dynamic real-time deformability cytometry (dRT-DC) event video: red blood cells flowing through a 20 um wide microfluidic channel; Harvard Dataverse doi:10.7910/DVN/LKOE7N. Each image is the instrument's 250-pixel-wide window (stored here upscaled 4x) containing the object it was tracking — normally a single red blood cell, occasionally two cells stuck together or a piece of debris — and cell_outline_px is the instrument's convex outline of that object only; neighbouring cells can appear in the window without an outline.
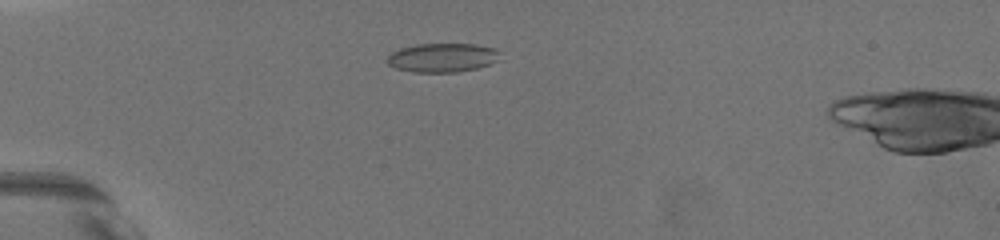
{"species": "common noctule bat (a hibernating species)", "species_latin": "Nyctalus noctula", "temperature_condition": "warm", "stored_images_in_passage": 60, "camera_frame_rate_fps": 3000, "um_per_image_px": 0.085, "animal": {"sex": "female", "body_mass_g": 19.5, "forearm_length_mm": 54.1}, "frame": {"image": 1, "passage_image": 1, "time_ms": 0.0, "image_size_px": [1000, 240], "cell_outline_px": [[500, 52], [496, 60], [488, 64], [476, 68], [456, 72], [412, 72], [396, 68], [388, 64], [384, 60], [392, 52], [400, 48], [416, 44], [476, 44], [496, 48]], "centroid_in_image_um": [37.56, 4.89], "position_along_channel_um": 47.4, "area_um2": 19.02}}
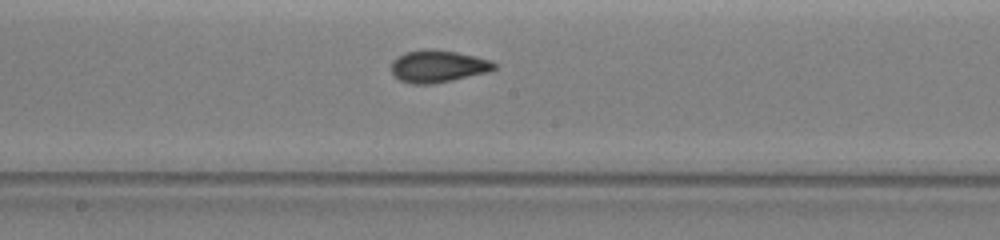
{"frame": {"image": 2, "passage_image": 36, "time_ms": 5.333, "image_size_px": [1000, 240], "cell_outline_px": [[496, 68], [488, 72], [452, 80], [432, 84], [412, 84], [400, 80], [392, 72], [392, 60], [404, 52], [424, 48], [428, 48], [456, 52], [476, 56], [488, 60], [496, 64]], "centroid_in_image_um": [37.21, 5.62], "position_along_channel_um": 211.0, "area_um2": 19.31}}
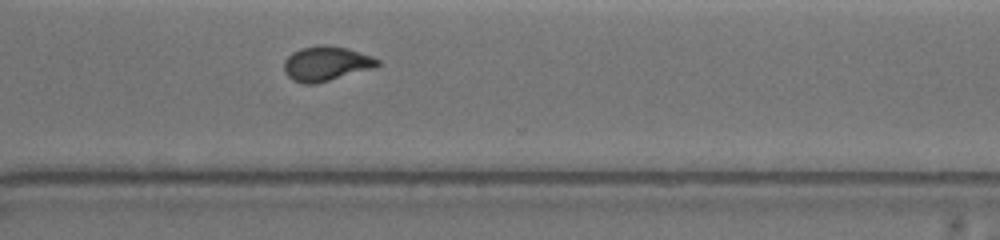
{"frame": {"image": 3, "passage_image": 58, "time_ms": 9.0, "image_size_px": [1000, 240], "cell_outline_px": [[380, 64], [372, 68], [316, 84], [304, 84], [292, 80], [284, 72], [284, 60], [292, 52], [300, 48], [324, 44], [348, 48], [372, 56], [380, 60]], "centroid_in_image_um": [27.7, 5.4], "position_along_channel_um": 342.9, "area_um2": 18.9}, "authors_computed_cell_mechanics": {"area_um2": 18.9584, "velocity_mm_per_s": 3.6152, "shape_relaxation_time_tau1_ms": 4.8145, "shape_relaxation_time_tau2_ms": 1.3273, "deformation_change_tau1": 0.1376, "deformation_change_tau2": 0.0626}}